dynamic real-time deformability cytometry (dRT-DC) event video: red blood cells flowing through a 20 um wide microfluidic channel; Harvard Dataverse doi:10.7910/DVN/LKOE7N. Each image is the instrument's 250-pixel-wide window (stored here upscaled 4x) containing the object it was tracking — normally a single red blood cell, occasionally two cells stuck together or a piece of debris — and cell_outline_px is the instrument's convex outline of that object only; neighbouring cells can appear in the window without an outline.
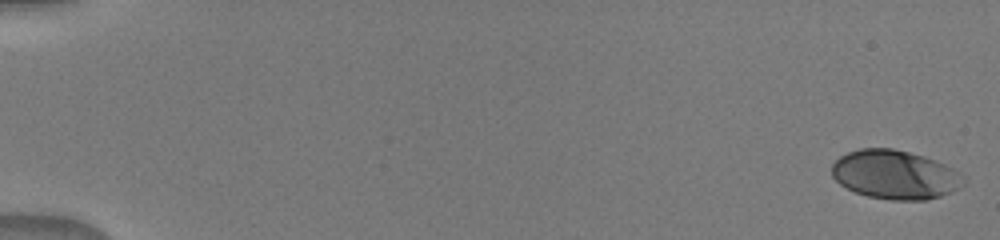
{"species": "human", "species_latin": "Homo sapiens", "temperature_condition": "warm", "stored_images_in_passage": 32, "camera_frame_rate_fps": 3000, "um_per_image_px": 0.085, "donor": {"sex": "male"}, "frame": {"image": 1, "passage_image": 1, "time_ms": 0.0, "image_size_px": [1000, 240], "cell_outline_px": [[968, 180], [960, 188], [952, 192], [928, 200], [888, 200], [868, 196], [856, 192], [840, 184], [832, 176], [832, 164], [840, 156], [848, 152], [860, 148], [892, 148], [924, 156], [944, 164], [960, 172]], "centroid_in_image_um": [76.11, 14.85], "position_along_channel_um": 8.9, "area_um2": 37.74}}
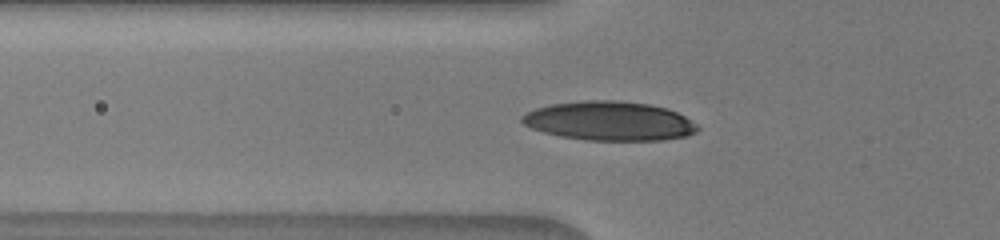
{"frame": {"image": 2, "passage_image": 19, "time_ms": 6.0, "image_size_px": [1000, 240], "cell_outline_px": [[700, 128], [696, 132], [688, 136], [664, 140], [588, 140], [560, 136], [544, 132], [532, 128], [524, 124], [520, 120], [520, 116], [536, 108], [552, 104], [584, 100], [612, 100], [648, 104], [668, 108], [700, 124]], "centroid_in_image_um": [51.84, 10.29], "position_along_channel_um": 74.0, "area_um2": 40.11}}
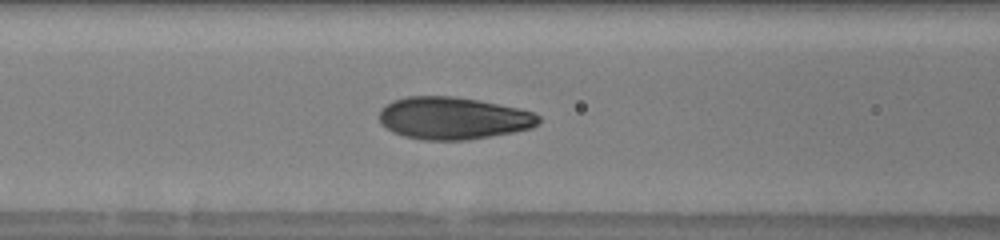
{"frame": {"image": 3, "passage_image": 23, "time_ms": 7.333, "image_size_px": [1000, 240], "cell_outline_px": [[540, 120], [532, 128], [512, 132], [468, 140], [424, 140], [404, 136], [392, 132], [384, 128], [380, 124], [380, 108], [392, 100], [404, 96], [452, 96], [476, 100], [520, 108], [532, 112], [540, 116]], "centroid_in_image_um": [38.47, 10.04], "position_along_channel_um": 128.1, "area_um2": 39.42}}